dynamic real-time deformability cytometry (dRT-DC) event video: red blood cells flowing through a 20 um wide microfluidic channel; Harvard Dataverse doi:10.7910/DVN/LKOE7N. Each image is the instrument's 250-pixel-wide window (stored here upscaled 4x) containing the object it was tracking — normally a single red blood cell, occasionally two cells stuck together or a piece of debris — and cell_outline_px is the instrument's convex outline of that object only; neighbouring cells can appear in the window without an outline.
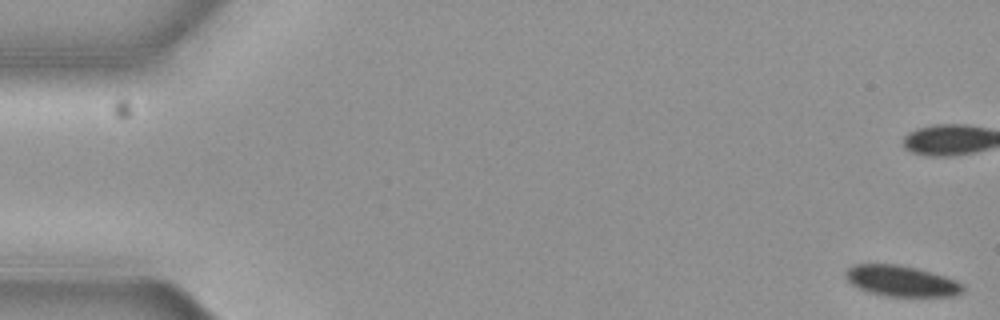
{"species": "common noctule bat (a hibernating species)", "species_latin": "Nyctalus noctula", "temperature_condition": "cold", "stored_images_in_passage": 7, "camera_frame_rate_fps": 3000, "um_per_image_px": 0.085, "animal": {"sex": "female", "body_mass_g": 19.3, "forearm_length_mm": 54.1}, "frame": {"image": 1, "passage_image": 1, "time_ms": 0.0, "image_size_px": [1000, 320], "cell_outline_px": [[964, 292], [956, 296], [884, 296], [868, 292], [852, 284], [844, 276], [844, 272], [852, 264], [896, 264], [916, 268], [944, 276], [956, 280], [964, 284]], "centroid_in_image_um": [76.62, 23.89], "position_along_channel_um": 8.4, "area_um2": 21.15}}
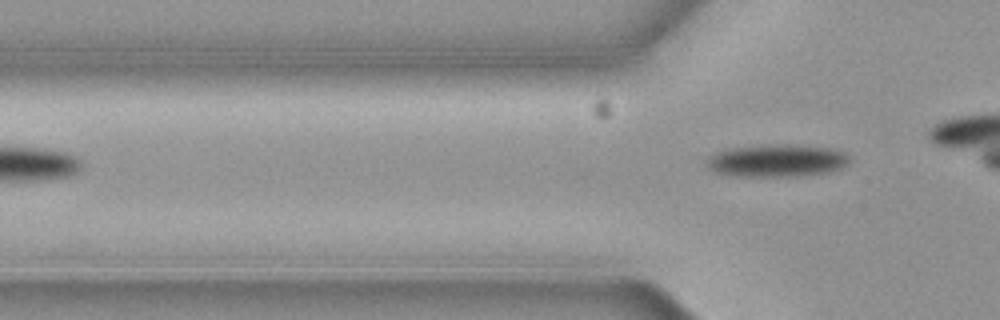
{"frame": {"image": 2, "passage_image": 7, "time_ms": 2.0, "image_size_px": [1000, 320], "cell_outline_px": [[848, 160], [840, 168], [828, 172], [800, 176], [732, 176], [712, 172], [708, 168], [708, 156], [716, 152], [732, 148], [760, 144], [788, 144], [828, 148], [844, 152], [848, 156]], "centroid_in_image_um": [65.96, 13.65], "position_along_channel_um": 59.8, "area_um2": 27.05}}